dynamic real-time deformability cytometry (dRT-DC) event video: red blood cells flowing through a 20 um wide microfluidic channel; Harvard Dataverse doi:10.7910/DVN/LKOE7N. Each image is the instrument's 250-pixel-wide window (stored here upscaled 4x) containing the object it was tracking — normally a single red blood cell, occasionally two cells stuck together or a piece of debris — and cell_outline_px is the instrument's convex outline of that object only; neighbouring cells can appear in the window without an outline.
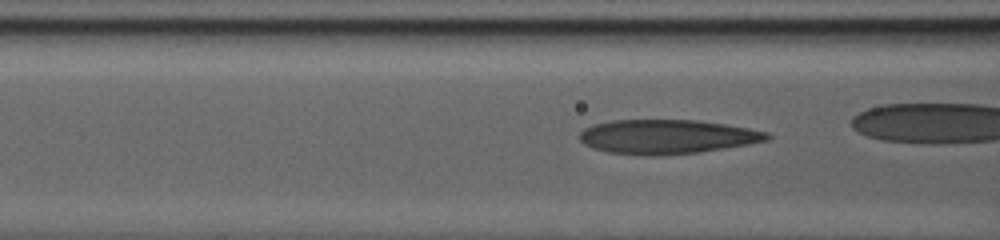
{"species": "human", "species_latin": "Homo sapiens", "temperature_condition": "warm", "stored_images_in_passage": 36, "camera_frame_rate_fps": 3000, "um_per_image_px": 0.085, "donor": {"sex": "male"}, "frame": {"image": 1, "passage_image": 6, "time_ms": 1.667, "image_size_px": [1000, 240], "cell_outline_px": [[772, 136], [768, 140], [748, 144], [700, 152], [660, 156], [644, 156], [608, 152], [592, 148], [584, 144], [580, 140], [580, 132], [584, 128], [592, 124], [612, 120], [696, 120], [724, 124], [748, 128], [768, 132]], "centroid_in_image_um": [56.67, 11.63], "position_along_channel_um": 109.9, "area_um2": 37.63}}